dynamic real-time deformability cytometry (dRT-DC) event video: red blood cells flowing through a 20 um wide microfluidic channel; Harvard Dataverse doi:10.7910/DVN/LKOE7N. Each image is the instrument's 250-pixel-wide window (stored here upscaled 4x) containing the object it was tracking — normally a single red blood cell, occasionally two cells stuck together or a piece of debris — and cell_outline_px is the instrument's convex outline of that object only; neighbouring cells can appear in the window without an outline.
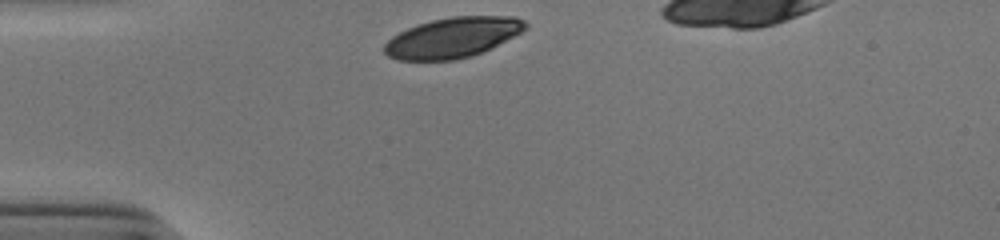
{"species": "human", "species_latin": "Homo sapiens", "temperature_condition": "cold", "stored_images_in_passage": 29, "camera_frame_rate_fps": 3000, "um_per_image_px": 0.085, "donor": {"sex": "male"}, "frame": {"image": 1, "passage_image": 1, "time_ms": 0.0, "image_size_px": [1000, 240], "cell_outline_px": [[528, 28], [492, 48], [472, 56], [456, 60], [396, 60], [388, 56], [384, 52], [384, 44], [392, 36], [408, 28], [432, 20], [452, 16], [516, 16], [524, 20], [528, 24]], "centroid_in_image_um": [38.5, 3.19], "position_along_channel_um": 46.5, "area_um2": 33.18}}
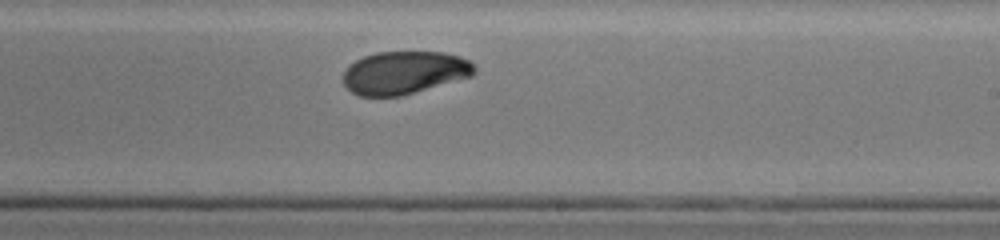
{"frame": {"image": 2, "passage_image": 19, "time_ms": 6.0, "image_size_px": [1000, 240], "cell_outline_px": [[476, 72], [472, 76], [400, 96], [360, 96], [352, 92], [344, 84], [344, 68], [348, 64], [364, 56], [376, 52], [444, 52], [460, 56], [468, 60], [476, 68]], "centroid_in_image_um": [34.35, 6.16], "position_along_channel_um": 254.6, "area_um2": 32.77}}
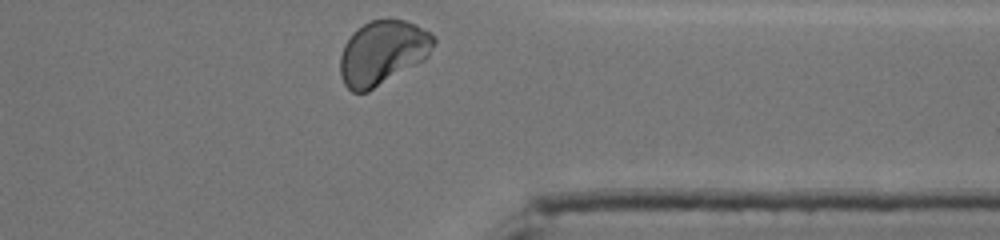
{"frame": {"image": 3, "passage_image": 29, "time_ms": 9.333, "image_size_px": [1000, 240], "cell_outline_px": [[436, 40], [428, 56], [424, 60], [368, 92], [352, 92], [344, 84], [340, 76], [340, 56], [344, 44], [352, 32], [364, 24], [372, 20], [388, 16], [404, 20], [416, 24], [436, 36]], "centroid_in_image_um": [32.52, 4.45], "position_along_channel_um": 378.9, "area_um2": 35.49}, "authors_computed_cell_mechanics": {"area_um2": 33.9864, "velocity_mm_per_s": 3.8546, "shape_relaxation_time_tau1_ms": 3.9915, "shape_relaxation_time_tau2_ms": 3.1135, "deformation_change_tau1": 0.1382, "deformation_change_tau2": 0.0294}}